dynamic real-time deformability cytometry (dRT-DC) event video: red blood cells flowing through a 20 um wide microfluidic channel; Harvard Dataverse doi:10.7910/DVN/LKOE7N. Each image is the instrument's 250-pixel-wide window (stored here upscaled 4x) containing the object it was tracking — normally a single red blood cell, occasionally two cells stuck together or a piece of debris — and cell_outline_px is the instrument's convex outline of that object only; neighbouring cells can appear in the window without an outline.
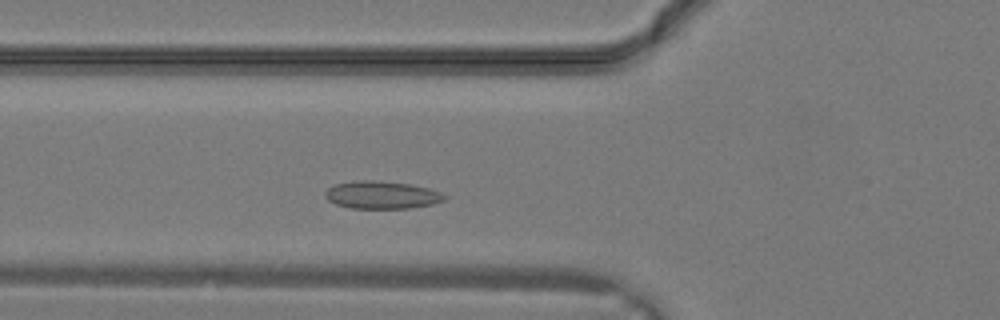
{"species": "common noctule bat (a hibernating species)", "species_latin": "Nyctalus noctula", "temperature_condition": "warm", "stored_images_in_passage": 26, "camera_frame_rate_fps": 3000, "um_per_image_px": 0.085, "animal": {"sex": "male", "body_mass_g": 19.2, "forearm_length_mm": 51.8}, "frame": {"image": 1, "passage_image": 6, "time_ms": 1.667, "image_size_px": [1000, 320], "cell_outline_px": [[448, 196], [444, 200], [432, 204], [408, 208], [352, 208], [336, 204], [328, 200], [324, 196], [324, 192], [328, 188], [336, 184], [364, 180], [408, 184], [428, 188], [440, 192]], "centroid_in_image_um": [32.44, 16.58], "position_along_channel_um": 93.4, "area_um2": 18.84}}
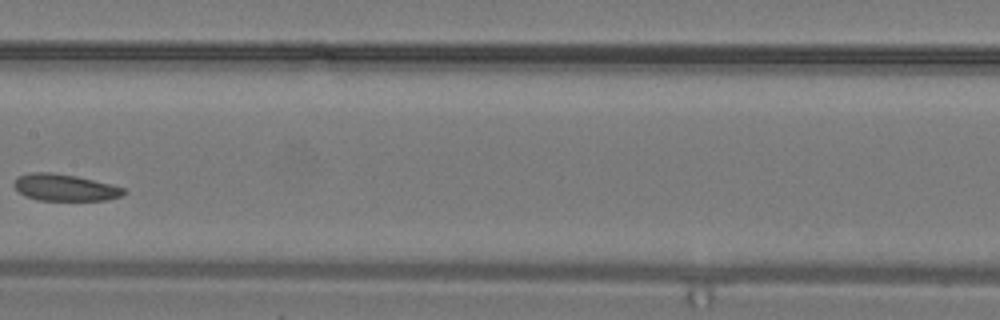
{"frame": {"image": 2, "passage_image": 11, "time_ms": 3.333, "image_size_px": [1000, 320], "cell_outline_px": [[128, 192], [120, 196], [108, 200], [36, 200], [24, 196], [12, 184], [16, 176], [28, 172], [52, 172], [76, 176], [124, 188]], "centroid_in_image_um": [5.45, 15.93], "position_along_channel_um": 201.9, "area_um2": 17.17}}
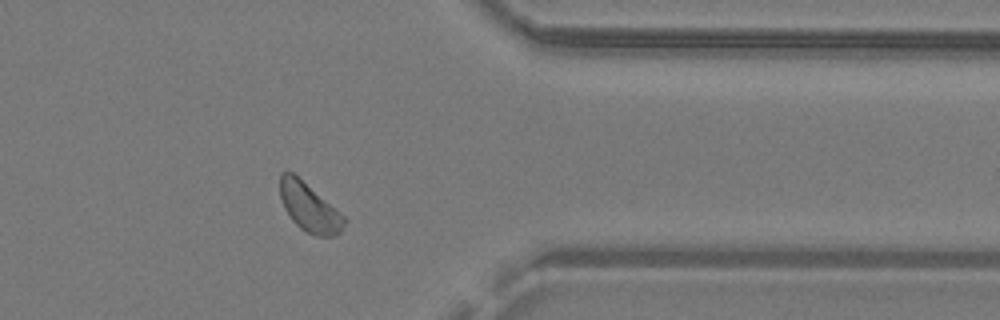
{"frame": {"image": 3, "passage_image": 20, "time_ms": 6.333, "image_size_px": [1000, 320], "cell_outline_px": [[348, 220], [340, 232], [332, 236], [316, 236], [300, 228], [292, 220], [284, 208], [280, 196], [280, 172], [292, 172], [344, 216]], "centroid_in_image_um": [26.28, 17.65], "position_along_channel_um": 385.1, "area_um2": 17.74}}